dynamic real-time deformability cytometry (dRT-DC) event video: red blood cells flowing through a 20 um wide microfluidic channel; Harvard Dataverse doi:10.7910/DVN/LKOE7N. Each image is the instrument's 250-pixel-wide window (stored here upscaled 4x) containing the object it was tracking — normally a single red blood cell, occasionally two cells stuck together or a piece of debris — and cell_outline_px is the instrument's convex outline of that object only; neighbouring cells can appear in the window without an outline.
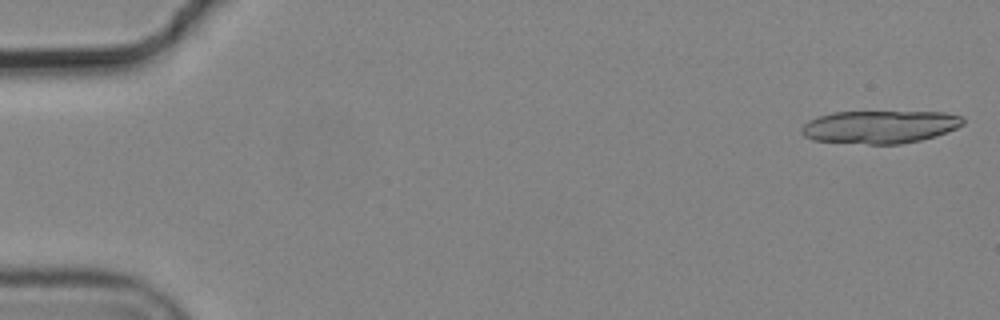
{"species": "common noctule bat (a hibernating species)", "species_latin": "Nyctalus noctula", "temperature_condition": "cold", "stored_images_in_passage": 5, "camera_frame_rate_fps": 3000, "um_per_image_px": 0.085, "animal": {"sex": "male", "body_mass_g": 19.2, "forearm_length_mm": 51.8}, "frame": {"image": 1, "passage_image": 1, "time_ms": 0.0, "image_size_px": [1000, 320], "cell_outline_px": [[964, 124], [956, 128], [936, 136], [920, 140], [900, 144], [868, 144], [812, 140], [804, 136], [800, 132], [800, 128], [808, 120], [832, 112], [944, 112], [964, 116]], "centroid_in_image_um": [74.79, 10.78], "position_along_channel_um": 10.2, "area_um2": 31.04}}